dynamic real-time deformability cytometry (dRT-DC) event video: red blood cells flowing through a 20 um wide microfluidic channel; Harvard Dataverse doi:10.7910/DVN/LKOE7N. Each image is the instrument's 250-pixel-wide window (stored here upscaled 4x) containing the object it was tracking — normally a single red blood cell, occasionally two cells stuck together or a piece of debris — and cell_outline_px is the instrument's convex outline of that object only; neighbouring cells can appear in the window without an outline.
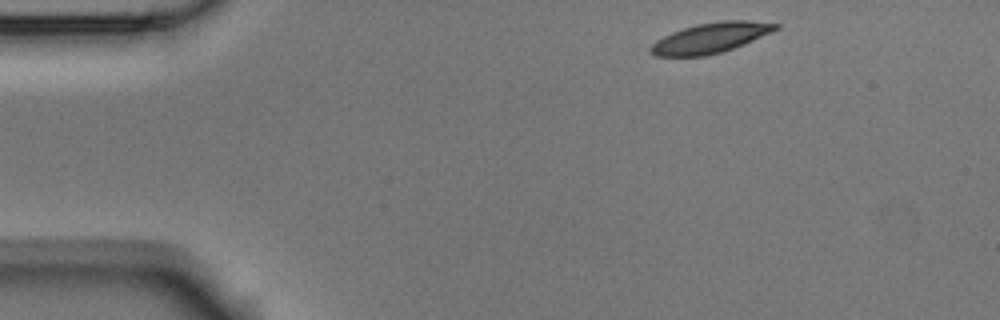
{"species": "Egyptian fruit bat (a non-hibernating species)", "species_latin": "Rousettus aegyptiacus", "temperature_condition": "room temperature", "stored_images_in_passage": 3, "camera_frame_rate_fps": 3000, "um_per_image_px": 0.085, "animal": {"sex": "male"}, "frame": {"image": 1, "passage_image": 1, "time_ms": 0.0, "image_size_px": [1000, 320], "cell_outline_px": [[780, 28], [772, 32], [744, 44], [720, 52], [704, 56], [656, 56], [648, 52], [648, 48], [656, 40], [672, 32], [696, 24], [720, 20], [748, 20], [780, 24]], "centroid_in_image_um": [60.39, 3.21], "position_along_channel_um": 24.6, "area_um2": 22.02}}
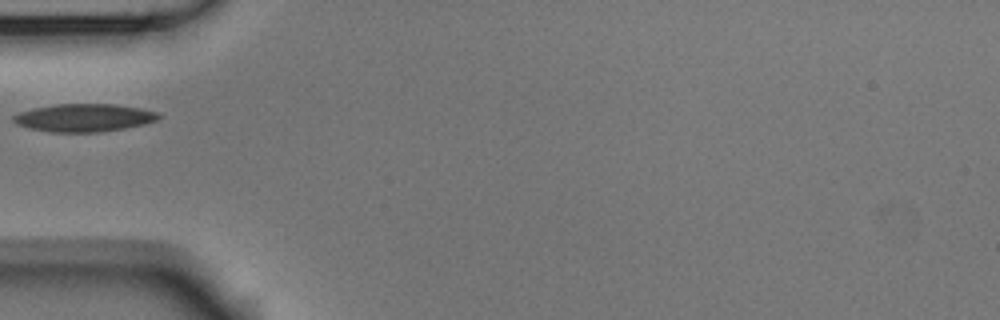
{"frame": {"image": 2, "passage_image": 3, "time_ms": 0.667, "image_size_px": [1000, 320], "cell_outline_px": [[160, 116], [156, 120], [144, 124], [124, 128], [100, 132], [52, 132], [32, 128], [16, 124], [12, 120], [12, 116], [20, 112], [36, 108], [56, 104], [112, 104], [140, 108], [160, 112]], "centroid_in_image_um": [7.16, 10.0], "position_along_channel_um": 77.8, "area_um2": 23.35}}